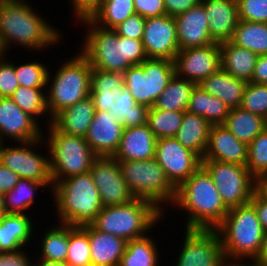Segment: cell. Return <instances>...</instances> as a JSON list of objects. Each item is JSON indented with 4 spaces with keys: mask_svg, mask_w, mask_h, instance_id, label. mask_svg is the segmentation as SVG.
<instances>
[{
    "mask_svg": "<svg viewBox=\"0 0 267 266\" xmlns=\"http://www.w3.org/2000/svg\"><path fill=\"white\" fill-rule=\"evenodd\" d=\"M73 15L76 21L89 17L90 14L99 6L101 0H70Z\"/></svg>",
    "mask_w": 267,
    "mask_h": 266,
    "instance_id": "816d5d0a",
    "label": "cell"
},
{
    "mask_svg": "<svg viewBox=\"0 0 267 266\" xmlns=\"http://www.w3.org/2000/svg\"><path fill=\"white\" fill-rule=\"evenodd\" d=\"M149 109L147 106L137 104L128 89L123 86L118 91L117 108L109 112L122 123L124 128H128L147 124Z\"/></svg>",
    "mask_w": 267,
    "mask_h": 266,
    "instance_id": "74e56055",
    "label": "cell"
},
{
    "mask_svg": "<svg viewBox=\"0 0 267 266\" xmlns=\"http://www.w3.org/2000/svg\"><path fill=\"white\" fill-rule=\"evenodd\" d=\"M94 114V102L89 96L58 113L52 119V124L60 132L85 138Z\"/></svg>",
    "mask_w": 267,
    "mask_h": 266,
    "instance_id": "4316f807",
    "label": "cell"
},
{
    "mask_svg": "<svg viewBox=\"0 0 267 266\" xmlns=\"http://www.w3.org/2000/svg\"><path fill=\"white\" fill-rule=\"evenodd\" d=\"M68 266H92L88 233L81 226L69 225Z\"/></svg>",
    "mask_w": 267,
    "mask_h": 266,
    "instance_id": "b9f144b4",
    "label": "cell"
},
{
    "mask_svg": "<svg viewBox=\"0 0 267 266\" xmlns=\"http://www.w3.org/2000/svg\"><path fill=\"white\" fill-rule=\"evenodd\" d=\"M257 55L267 54V23L240 20L230 40Z\"/></svg>",
    "mask_w": 267,
    "mask_h": 266,
    "instance_id": "d590c367",
    "label": "cell"
},
{
    "mask_svg": "<svg viewBox=\"0 0 267 266\" xmlns=\"http://www.w3.org/2000/svg\"><path fill=\"white\" fill-rule=\"evenodd\" d=\"M6 214L4 195L0 193V219Z\"/></svg>",
    "mask_w": 267,
    "mask_h": 266,
    "instance_id": "94428289",
    "label": "cell"
},
{
    "mask_svg": "<svg viewBox=\"0 0 267 266\" xmlns=\"http://www.w3.org/2000/svg\"><path fill=\"white\" fill-rule=\"evenodd\" d=\"M19 176L0 163V193L5 195L11 191L19 180Z\"/></svg>",
    "mask_w": 267,
    "mask_h": 266,
    "instance_id": "db71d44e",
    "label": "cell"
},
{
    "mask_svg": "<svg viewBox=\"0 0 267 266\" xmlns=\"http://www.w3.org/2000/svg\"><path fill=\"white\" fill-rule=\"evenodd\" d=\"M246 82L220 69L204 79L200 85L209 94L220 98L230 108H238L242 103Z\"/></svg>",
    "mask_w": 267,
    "mask_h": 266,
    "instance_id": "f546056e",
    "label": "cell"
},
{
    "mask_svg": "<svg viewBox=\"0 0 267 266\" xmlns=\"http://www.w3.org/2000/svg\"><path fill=\"white\" fill-rule=\"evenodd\" d=\"M124 86L123 73L92 68L90 97L95 110L112 111L117 108L118 91Z\"/></svg>",
    "mask_w": 267,
    "mask_h": 266,
    "instance_id": "484cf974",
    "label": "cell"
},
{
    "mask_svg": "<svg viewBox=\"0 0 267 266\" xmlns=\"http://www.w3.org/2000/svg\"><path fill=\"white\" fill-rule=\"evenodd\" d=\"M211 127L212 125L204 117L185 111L175 138L202 159L208 145Z\"/></svg>",
    "mask_w": 267,
    "mask_h": 266,
    "instance_id": "f1b7e54d",
    "label": "cell"
},
{
    "mask_svg": "<svg viewBox=\"0 0 267 266\" xmlns=\"http://www.w3.org/2000/svg\"><path fill=\"white\" fill-rule=\"evenodd\" d=\"M33 223L29 213L3 215L0 219V252L16 251L29 245L35 235Z\"/></svg>",
    "mask_w": 267,
    "mask_h": 266,
    "instance_id": "d4e9b609",
    "label": "cell"
},
{
    "mask_svg": "<svg viewBox=\"0 0 267 266\" xmlns=\"http://www.w3.org/2000/svg\"><path fill=\"white\" fill-rule=\"evenodd\" d=\"M88 28L80 52L94 69L124 73L132 65H140L147 59L141 39L118 36L114 29L96 25L89 17L81 18Z\"/></svg>",
    "mask_w": 267,
    "mask_h": 266,
    "instance_id": "7a4b0ae2",
    "label": "cell"
},
{
    "mask_svg": "<svg viewBox=\"0 0 267 266\" xmlns=\"http://www.w3.org/2000/svg\"><path fill=\"white\" fill-rule=\"evenodd\" d=\"M43 141V138H41L29 142H16L14 144L16 146L13 145L12 147L0 143V163L16 173L19 178L45 183L52 191L53 181L49 152H47V155H43L34 148H37L39 144L46 145Z\"/></svg>",
    "mask_w": 267,
    "mask_h": 266,
    "instance_id": "7c38bea8",
    "label": "cell"
},
{
    "mask_svg": "<svg viewBox=\"0 0 267 266\" xmlns=\"http://www.w3.org/2000/svg\"><path fill=\"white\" fill-rule=\"evenodd\" d=\"M174 75L173 61L147 58L129 67L123 73V82L137 104L152 108Z\"/></svg>",
    "mask_w": 267,
    "mask_h": 266,
    "instance_id": "30bf717a",
    "label": "cell"
},
{
    "mask_svg": "<svg viewBox=\"0 0 267 266\" xmlns=\"http://www.w3.org/2000/svg\"><path fill=\"white\" fill-rule=\"evenodd\" d=\"M124 126L109 111L95 110L85 139L97 156H113L123 136Z\"/></svg>",
    "mask_w": 267,
    "mask_h": 266,
    "instance_id": "d6986e66",
    "label": "cell"
},
{
    "mask_svg": "<svg viewBox=\"0 0 267 266\" xmlns=\"http://www.w3.org/2000/svg\"><path fill=\"white\" fill-rule=\"evenodd\" d=\"M163 218L164 213L152 202L135 198L126 204L103 207L91 225L98 231L130 241L152 232Z\"/></svg>",
    "mask_w": 267,
    "mask_h": 266,
    "instance_id": "52a82bcc",
    "label": "cell"
},
{
    "mask_svg": "<svg viewBox=\"0 0 267 266\" xmlns=\"http://www.w3.org/2000/svg\"><path fill=\"white\" fill-rule=\"evenodd\" d=\"M81 227L88 233L92 266H118L127 241L98 231L91 224Z\"/></svg>",
    "mask_w": 267,
    "mask_h": 266,
    "instance_id": "cb8c5ba5",
    "label": "cell"
},
{
    "mask_svg": "<svg viewBox=\"0 0 267 266\" xmlns=\"http://www.w3.org/2000/svg\"><path fill=\"white\" fill-rule=\"evenodd\" d=\"M223 125L246 145L266 129L264 117L241 107L230 109Z\"/></svg>",
    "mask_w": 267,
    "mask_h": 266,
    "instance_id": "1f68e13d",
    "label": "cell"
},
{
    "mask_svg": "<svg viewBox=\"0 0 267 266\" xmlns=\"http://www.w3.org/2000/svg\"><path fill=\"white\" fill-rule=\"evenodd\" d=\"M48 69L41 61L14 64V72L19 86L29 88H47Z\"/></svg>",
    "mask_w": 267,
    "mask_h": 266,
    "instance_id": "7bdbcfd3",
    "label": "cell"
},
{
    "mask_svg": "<svg viewBox=\"0 0 267 266\" xmlns=\"http://www.w3.org/2000/svg\"><path fill=\"white\" fill-rule=\"evenodd\" d=\"M258 216V220L264 231H267V201L261 199L255 192L250 200Z\"/></svg>",
    "mask_w": 267,
    "mask_h": 266,
    "instance_id": "9f6ffc18",
    "label": "cell"
},
{
    "mask_svg": "<svg viewBox=\"0 0 267 266\" xmlns=\"http://www.w3.org/2000/svg\"><path fill=\"white\" fill-rule=\"evenodd\" d=\"M252 263L258 266H267V231L264 233L260 251Z\"/></svg>",
    "mask_w": 267,
    "mask_h": 266,
    "instance_id": "680465c9",
    "label": "cell"
},
{
    "mask_svg": "<svg viewBox=\"0 0 267 266\" xmlns=\"http://www.w3.org/2000/svg\"><path fill=\"white\" fill-rule=\"evenodd\" d=\"M145 20L143 16L134 14L114 28L118 36L131 39H142Z\"/></svg>",
    "mask_w": 267,
    "mask_h": 266,
    "instance_id": "c3c4849f",
    "label": "cell"
},
{
    "mask_svg": "<svg viewBox=\"0 0 267 266\" xmlns=\"http://www.w3.org/2000/svg\"><path fill=\"white\" fill-rule=\"evenodd\" d=\"M174 18L179 50L215 43L208 32L209 22L201 2Z\"/></svg>",
    "mask_w": 267,
    "mask_h": 266,
    "instance_id": "ffe728a7",
    "label": "cell"
},
{
    "mask_svg": "<svg viewBox=\"0 0 267 266\" xmlns=\"http://www.w3.org/2000/svg\"><path fill=\"white\" fill-rule=\"evenodd\" d=\"M157 138L148 125L124 128L113 157L117 161L150 160L155 157Z\"/></svg>",
    "mask_w": 267,
    "mask_h": 266,
    "instance_id": "603a6c76",
    "label": "cell"
},
{
    "mask_svg": "<svg viewBox=\"0 0 267 266\" xmlns=\"http://www.w3.org/2000/svg\"><path fill=\"white\" fill-rule=\"evenodd\" d=\"M47 187L45 183L20 178L14 188L4 195L6 214H26L34 205L35 192L39 188L44 191Z\"/></svg>",
    "mask_w": 267,
    "mask_h": 266,
    "instance_id": "8d00e7d4",
    "label": "cell"
},
{
    "mask_svg": "<svg viewBox=\"0 0 267 266\" xmlns=\"http://www.w3.org/2000/svg\"><path fill=\"white\" fill-rule=\"evenodd\" d=\"M221 69L246 83L251 81L258 55L231 41L220 43Z\"/></svg>",
    "mask_w": 267,
    "mask_h": 266,
    "instance_id": "83f0119b",
    "label": "cell"
},
{
    "mask_svg": "<svg viewBox=\"0 0 267 266\" xmlns=\"http://www.w3.org/2000/svg\"><path fill=\"white\" fill-rule=\"evenodd\" d=\"M186 111L204 117L211 125H223L230 108L220 98L209 94L200 85H196Z\"/></svg>",
    "mask_w": 267,
    "mask_h": 266,
    "instance_id": "4dcf8cb0",
    "label": "cell"
},
{
    "mask_svg": "<svg viewBox=\"0 0 267 266\" xmlns=\"http://www.w3.org/2000/svg\"><path fill=\"white\" fill-rule=\"evenodd\" d=\"M174 266H227L216 229H187Z\"/></svg>",
    "mask_w": 267,
    "mask_h": 266,
    "instance_id": "4fadbf2b",
    "label": "cell"
},
{
    "mask_svg": "<svg viewBox=\"0 0 267 266\" xmlns=\"http://www.w3.org/2000/svg\"><path fill=\"white\" fill-rule=\"evenodd\" d=\"M227 266H258L253 264L252 262H235V263H228Z\"/></svg>",
    "mask_w": 267,
    "mask_h": 266,
    "instance_id": "6125c7cd",
    "label": "cell"
},
{
    "mask_svg": "<svg viewBox=\"0 0 267 266\" xmlns=\"http://www.w3.org/2000/svg\"><path fill=\"white\" fill-rule=\"evenodd\" d=\"M209 22L208 32L214 42L230 41L240 19L237 0H201Z\"/></svg>",
    "mask_w": 267,
    "mask_h": 266,
    "instance_id": "7402d4cb",
    "label": "cell"
},
{
    "mask_svg": "<svg viewBox=\"0 0 267 266\" xmlns=\"http://www.w3.org/2000/svg\"><path fill=\"white\" fill-rule=\"evenodd\" d=\"M154 159L176 189L201 166V158L175 137L157 139Z\"/></svg>",
    "mask_w": 267,
    "mask_h": 266,
    "instance_id": "5bb4252c",
    "label": "cell"
},
{
    "mask_svg": "<svg viewBox=\"0 0 267 266\" xmlns=\"http://www.w3.org/2000/svg\"><path fill=\"white\" fill-rule=\"evenodd\" d=\"M247 145L224 125H212L205 154L201 160H214L246 166Z\"/></svg>",
    "mask_w": 267,
    "mask_h": 266,
    "instance_id": "44dd1931",
    "label": "cell"
},
{
    "mask_svg": "<svg viewBox=\"0 0 267 266\" xmlns=\"http://www.w3.org/2000/svg\"><path fill=\"white\" fill-rule=\"evenodd\" d=\"M252 83L267 84V54L258 55L253 71Z\"/></svg>",
    "mask_w": 267,
    "mask_h": 266,
    "instance_id": "11a10c76",
    "label": "cell"
},
{
    "mask_svg": "<svg viewBox=\"0 0 267 266\" xmlns=\"http://www.w3.org/2000/svg\"><path fill=\"white\" fill-rule=\"evenodd\" d=\"M121 174L135 198L152 202L165 214V206L172 205L176 188L167 179L163 168L150 160L118 161ZM165 203V204H164Z\"/></svg>",
    "mask_w": 267,
    "mask_h": 266,
    "instance_id": "9c48e42d",
    "label": "cell"
},
{
    "mask_svg": "<svg viewBox=\"0 0 267 266\" xmlns=\"http://www.w3.org/2000/svg\"><path fill=\"white\" fill-rule=\"evenodd\" d=\"M246 167L255 178L267 173V129L259 133L248 145Z\"/></svg>",
    "mask_w": 267,
    "mask_h": 266,
    "instance_id": "ee69618b",
    "label": "cell"
},
{
    "mask_svg": "<svg viewBox=\"0 0 267 266\" xmlns=\"http://www.w3.org/2000/svg\"><path fill=\"white\" fill-rule=\"evenodd\" d=\"M173 205L186 212L187 229H216L229 211L202 165L176 189Z\"/></svg>",
    "mask_w": 267,
    "mask_h": 266,
    "instance_id": "3957f363",
    "label": "cell"
},
{
    "mask_svg": "<svg viewBox=\"0 0 267 266\" xmlns=\"http://www.w3.org/2000/svg\"><path fill=\"white\" fill-rule=\"evenodd\" d=\"M39 124L10 97H0V143L8 139L18 143L41 139L44 132Z\"/></svg>",
    "mask_w": 267,
    "mask_h": 266,
    "instance_id": "ac0fdd59",
    "label": "cell"
},
{
    "mask_svg": "<svg viewBox=\"0 0 267 266\" xmlns=\"http://www.w3.org/2000/svg\"><path fill=\"white\" fill-rule=\"evenodd\" d=\"M173 62L177 77L198 85L221 69L220 43L179 50Z\"/></svg>",
    "mask_w": 267,
    "mask_h": 266,
    "instance_id": "2e32d148",
    "label": "cell"
},
{
    "mask_svg": "<svg viewBox=\"0 0 267 266\" xmlns=\"http://www.w3.org/2000/svg\"><path fill=\"white\" fill-rule=\"evenodd\" d=\"M201 0H164L166 14L176 17L192 7L196 6Z\"/></svg>",
    "mask_w": 267,
    "mask_h": 266,
    "instance_id": "f5cc1de1",
    "label": "cell"
},
{
    "mask_svg": "<svg viewBox=\"0 0 267 266\" xmlns=\"http://www.w3.org/2000/svg\"><path fill=\"white\" fill-rule=\"evenodd\" d=\"M141 40L147 58L174 61L179 52L175 18L167 14L146 18Z\"/></svg>",
    "mask_w": 267,
    "mask_h": 266,
    "instance_id": "e0dca14e",
    "label": "cell"
},
{
    "mask_svg": "<svg viewBox=\"0 0 267 266\" xmlns=\"http://www.w3.org/2000/svg\"><path fill=\"white\" fill-rule=\"evenodd\" d=\"M4 1H26V0H4Z\"/></svg>",
    "mask_w": 267,
    "mask_h": 266,
    "instance_id": "be15d7a7",
    "label": "cell"
},
{
    "mask_svg": "<svg viewBox=\"0 0 267 266\" xmlns=\"http://www.w3.org/2000/svg\"><path fill=\"white\" fill-rule=\"evenodd\" d=\"M10 98L20 107L22 111L29 113L37 121L42 118L41 116L49 113L45 88L19 86Z\"/></svg>",
    "mask_w": 267,
    "mask_h": 266,
    "instance_id": "60d3db41",
    "label": "cell"
},
{
    "mask_svg": "<svg viewBox=\"0 0 267 266\" xmlns=\"http://www.w3.org/2000/svg\"><path fill=\"white\" fill-rule=\"evenodd\" d=\"M5 59V60H4ZM19 87L14 63L8 62L5 54L0 55V97H10Z\"/></svg>",
    "mask_w": 267,
    "mask_h": 266,
    "instance_id": "7dc6e473",
    "label": "cell"
},
{
    "mask_svg": "<svg viewBox=\"0 0 267 266\" xmlns=\"http://www.w3.org/2000/svg\"><path fill=\"white\" fill-rule=\"evenodd\" d=\"M239 19L267 23V0H237Z\"/></svg>",
    "mask_w": 267,
    "mask_h": 266,
    "instance_id": "bcb514c9",
    "label": "cell"
},
{
    "mask_svg": "<svg viewBox=\"0 0 267 266\" xmlns=\"http://www.w3.org/2000/svg\"><path fill=\"white\" fill-rule=\"evenodd\" d=\"M183 112L149 109L147 125L157 139L175 137L181 126Z\"/></svg>",
    "mask_w": 267,
    "mask_h": 266,
    "instance_id": "ab89813d",
    "label": "cell"
},
{
    "mask_svg": "<svg viewBox=\"0 0 267 266\" xmlns=\"http://www.w3.org/2000/svg\"><path fill=\"white\" fill-rule=\"evenodd\" d=\"M216 231L228 263L252 262L260 251L265 233L250 202L229 209Z\"/></svg>",
    "mask_w": 267,
    "mask_h": 266,
    "instance_id": "277c9868",
    "label": "cell"
},
{
    "mask_svg": "<svg viewBox=\"0 0 267 266\" xmlns=\"http://www.w3.org/2000/svg\"><path fill=\"white\" fill-rule=\"evenodd\" d=\"M265 126H266V129H267V116L265 117Z\"/></svg>",
    "mask_w": 267,
    "mask_h": 266,
    "instance_id": "e7e4bbea",
    "label": "cell"
},
{
    "mask_svg": "<svg viewBox=\"0 0 267 266\" xmlns=\"http://www.w3.org/2000/svg\"><path fill=\"white\" fill-rule=\"evenodd\" d=\"M196 85L190 80L174 75L156 100L154 107L161 110L185 112Z\"/></svg>",
    "mask_w": 267,
    "mask_h": 266,
    "instance_id": "d6a6232c",
    "label": "cell"
},
{
    "mask_svg": "<svg viewBox=\"0 0 267 266\" xmlns=\"http://www.w3.org/2000/svg\"><path fill=\"white\" fill-rule=\"evenodd\" d=\"M152 235L127 241L126 250L118 266H158L159 250Z\"/></svg>",
    "mask_w": 267,
    "mask_h": 266,
    "instance_id": "836d02e7",
    "label": "cell"
},
{
    "mask_svg": "<svg viewBox=\"0 0 267 266\" xmlns=\"http://www.w3.org/2000/svg\"><path fill=\"white\" fill-rule=\"evenodd\" d=\"M136 14L144 18L166 15L164 0H133Z\"/></svg>",
    "mask_w": 267,
    "mask_h": 266,
    "instance_id": "681fc988",
    "label": "cell"
},
{
    "mask_svg": "<svg viewBox=\"0 0 267 266\" xmlns=\"http://www.w3.org/2000/svg\"><path fill=\"white\" fill-rule=\"evenodd\" d=\"M254 192L267 201V173L259 174L255 177Z\"/></svg>",
    "mask_w": 267,
    "mask_h": 266,
    "instance_id": "6f0895ef",
    "label": "cell"
},
{
    "mask_svg": "<svg viewBox=\"0 0 267 266\" xmlns=\"http://www.w3.org/2000/svg\"><path fill=\"white\" fill-rule=\"evenodd\" d=\"M89 172L99 191L103 207L122 205L135 199L113 156H97Z\"/></svg>",
    "mask_w": 267,
    "mask_h": 266,
    "instance_id": "9a60e30c",
    "label": "cell"
},
{
    "mask_svg": "<svg viewBox=\"0 0 267 266\" xmlns=\"http://www.w3.org/2000/svg\"><path fill=\"white\" fill-rule=\"evenodd\" d=\"M28 255L22 249L0 252V266H32L31 256Z\"/></svg>",
    "mask_w": 267,
    "mask_h": 266,
    "instance_id": "f907efd6",
    "label": "cell"
},
{
    "mask_svg": "<svg viewBox=\"0 0 267 266\" xmlns=\"http://www.w3.org/2000/svg\"><path fill=\"white\" fill-rule=\"evenodd\" d=\"M50 226L45 234H42L41 259L59 261L66 263L67 250L69 245V225L59 223L57 226ZM44 237V238H43Z\"/></svg>",
    "mask_w": 267,
    "mask_h": 266,
    "instance_id": "f35d334b",
    "label": "cell"
},
{
    "mask_svg": "<svg viewBox=\"0 0 267 266\" xmlns=\"http://www.w3.org/2000/svg\"><path fill=\"white\" fill-rule=\"evenodd\" d=\"M50 194L53 195L59 223L62 224H91L103 208L90 172L56 182Z\"/></svg>",
    "mask_w": 267,
    "mask_h": 266,
    "instance_id": "5b68a950",
    "label": "cell"
},
{
    "mask_svg": "<svg viewBox=\"0 0 267 266\" xmlns=\"http://www.w3.org/2000/svg\"><path fill=\"white\" fill-rule=\"evenodd\" d=\"M201 165L210 174L228 209L250 202L255 178L246 166L214 160H201Z\"/></svg>",
    "mask_w": 267,
    "mask_h": 266,
    "instance_id": "8fae6325",
    "label": "cell"
},
{
    "mask_svg": "<svg viewBox=\"0 0 267 266\" xmlns=\"http://www.w3.org/2000/svg\"><path fill=\"white\" fill-rule=\"evenodd\" d=\"M48 128L43 139L49 152L53 185L68 177L88 173L97 155L86 139L60 132L52 123Z\"/></svg>",
    "mask_w": 267,
    "mask_h": 266,
    "instance_id": "ba28073f",
    "label": "cell"
},
{
    "mask_svg": "<svg viewBox=\"0 0 267 266\" xmlns=\"http://www.w3.org/2000/svg\"><path fill=\"white\" fill-rule=\"evenodd\" d=\"M26 1L0 2V48L8 53L12 44L36 51L55 46L62 40L60 32L37 14Z\"/></svg>",
    "mask_w": 267,
    "mask_h": 266,
    "instance_id": "6da1fadb",
    "label": "cell"
},
{
    "mask_svg": "<svg viewBox=\"0 0 267 266\" xmlns=\"http://www.w3.org/2000/svg\"><path fill=\"white\" fill-rule=\"evenodd\" d=\"M136 14L133 0H101L89 18L103 28L114 29Z\"/></svg>",
    "mask_w": 267,
    "mask_h": 266,
    "instance_id": "e575fe53",
    "label": "cell"
},
{
    "mask_svg": "<svg viewBox=\"0 0 267 266\" xmlns=\"http://www.w3.org/2000/svg\"><path fill=\"white\" fill-rule=\"evenodd\" d=\"M32 266H68V265L64 262L49 261L46 259L38 258V260H35V262L32 263Z\"/></svg>",
    "mask_w": 267,
    "mask_h": 266,
    "instance_id": "91938a15",
    "label": "cell"
},
{
    "mask_svg": "<svg viewBox=\"0 0 267 266\" xmlns=\"http://www.w3.org/2000/svg\"><path fill=\"white\" fill-rule=\"evenodd\" d=\"M47 75V108L52 119L67 107L72 106L90 96L92 67L88 59L77 52L58 66V70ZM52 77V78H51ZM51 82V83H50Z\"/></svg>",
    "mask_w": 267,
    "mask_h": 266,
    "instance_id": "8992f818",
    "label": "cell"
},
{
    "mask_svg": "<svg viewBox=\"0 0 267 266\" xmlns=\"http://www.w3.org/2000/svg\"><path fill=\"white\" fill-rule=\"evenodd\" d=\"M240 107L265 118L267 116V84L247 83Z\"/></svg>",
    "mask_w": 267,
    "mask_h": 266,
    "instance_id": "f6af8a7d",
    "label": "cell"
}]
</instances>
